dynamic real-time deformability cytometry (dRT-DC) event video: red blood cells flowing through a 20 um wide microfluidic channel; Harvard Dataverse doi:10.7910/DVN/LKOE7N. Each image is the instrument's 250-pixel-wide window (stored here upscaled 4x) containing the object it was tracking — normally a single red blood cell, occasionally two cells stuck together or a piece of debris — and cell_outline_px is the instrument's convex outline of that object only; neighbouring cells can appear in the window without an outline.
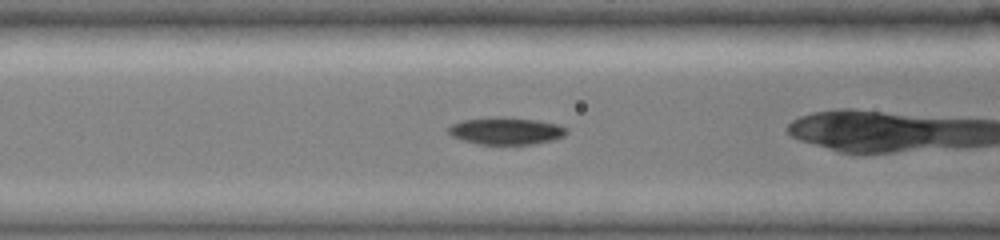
{"species": "common noctule bat (a hibernating species)", "species_latin": "Nyctalus noctula", "temperature_condition": "cold", "stored_images_in_passage": 13, "camera_frame_rate_fps": 3000, "um_per_image_px": 0.085, "animal": {"sex": "female", "body_mass_g": 19.0, "forearm_length_mm": 51.5}, "frame": {"image": 1, "passage_image": 11, "time_ms": 4.333, "image_size_px": [1000, 240], "cell_outline_px": [[568, 132], [564, 136], [552, 140], [532, 144], [480, 144], [460, 140], [452, 136], [448, 132], [448, 128], [452, 124], [464, 120], [496, 116], [536, 120], [556, 124], [568, 128]], "centroid_in_image_um": [43.01, 11.13], "position_along_channel_um": 123.6, "area_um2": 18.67}}